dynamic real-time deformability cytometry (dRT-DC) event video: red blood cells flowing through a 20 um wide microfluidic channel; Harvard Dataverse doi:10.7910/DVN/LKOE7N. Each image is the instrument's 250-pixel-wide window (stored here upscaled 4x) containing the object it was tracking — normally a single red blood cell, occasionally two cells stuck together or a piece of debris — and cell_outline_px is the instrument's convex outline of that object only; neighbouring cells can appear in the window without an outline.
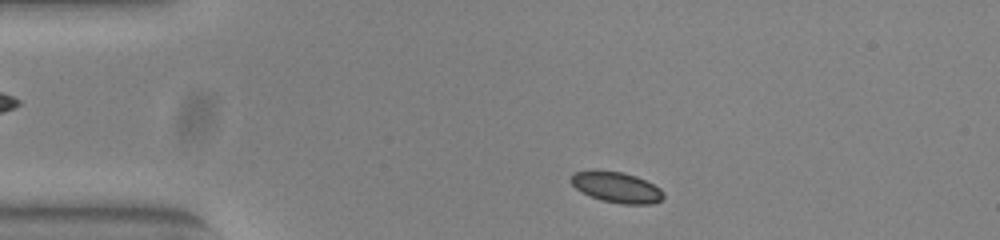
{"species": "common noctule bat (a hibernating species)", "species_latin": "Nyctalus noctula", "temperature_condition": "warm", "stored_images_in_passage": 46, "camera_frame_rate_fps": 3000, "um_per_image_px": 0.085, "animal": {"sex": "female", "body_mass_g": 23.0, "forearm_length_mm": 53.4}, "frame": {"image": 1, "passage_image": 3, "time_ms": 0.667, "image_size_px": [1000, 240], "cell_outline_px": [[664, 196], [660, 200], [652, 204], [620, 204], [600, 200], [576, 188], [568, 180], [576, 172], [620, 172], [636, 176], [660, 188]], "centroid_in_image_um": [52.44, 15.95], "position_along_channel_um": 32.6, "area_um2": 15.95}}
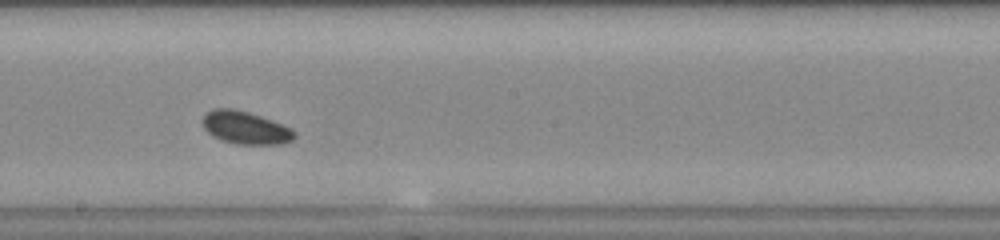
{"frame": {"image": 2, "passage_image": 22, "time_ms": 7.0, "image_size_px": [1000, 240], "cell_outline_px": [[296, 136], [292, 140], [280, 144], [240, 144], [224, 140], [212, 136], [204, 128], [200, 120], [212, 108], [232, 108], [248, 112], [272, 120], [292, 128], [296, 132]], "centroid_in_image_um": [20.86, 10.84], "position_along_channel_um": 227.3, "area_um2": 17.51}}
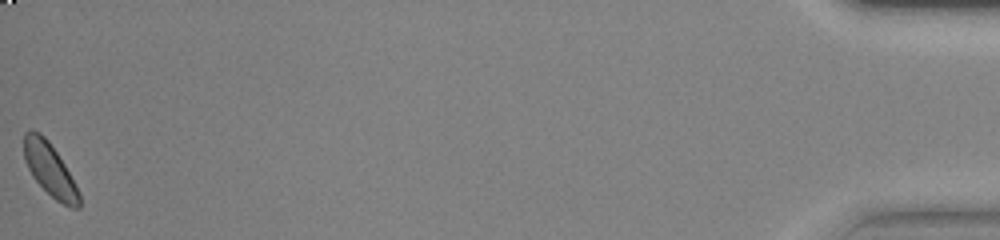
{"frame": {"image": 3, "passage_image": 46, "time_ms": 15.0, "image_size_px": [1000, 240], "cell_outline_px": [[80, 208], [72, 208], [56, 200], [32, 176], [24, 160], [24, 132], [32, 128], [40, 132], [48, 140], [64, 164], [76, 184], [80, 192]], "centroid_in_image_um": [4.23, 14.39], "position_along_channel_um": 431.0, "area_um2": 16.94}, "authors_computed_cell_mechanics": {"area_um2": 16.9643, "velocity_mm_per_s": 3.8243, "shape_relaxation_time_tau1_ms": 1.2529, "shape_relaxation_time_tau2_ms": null, "deformation_change_tau1": 0.0313, "deformation_change_tau2": null}}